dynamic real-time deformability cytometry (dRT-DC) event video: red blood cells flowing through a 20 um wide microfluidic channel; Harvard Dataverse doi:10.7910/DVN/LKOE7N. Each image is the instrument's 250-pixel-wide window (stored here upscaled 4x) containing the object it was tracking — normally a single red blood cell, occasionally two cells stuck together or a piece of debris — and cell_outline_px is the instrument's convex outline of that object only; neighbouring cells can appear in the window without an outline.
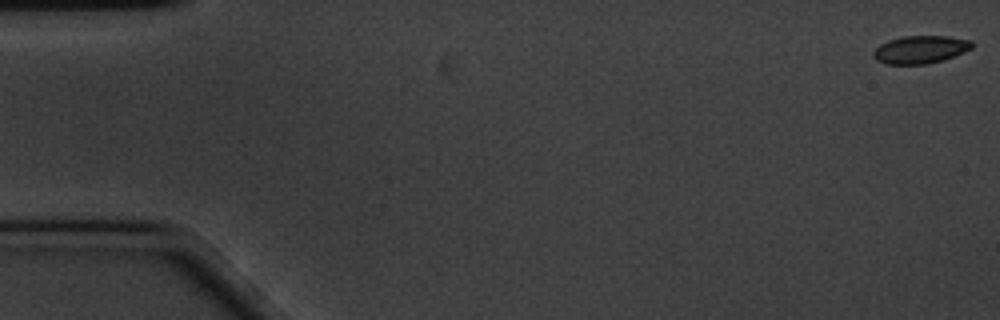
{"species": "common noctule bat (a hibernating species)", "species_latin": "Nyctalus noctula", "temperature_condition": "cold", "stored_images_in_passage": 59, "camera_frame_rate_fps": 3000, "um_per_image_px": 0.085, "animal": {"sex": "male", "body_mass_g": 20.1, "forearm_length_mm": 53.5}, "frame": {"image": 1, "passage_image": 1, "time_ms": 0.0, "image_size_px": [1000, 320], "cell_outline_px": [[972, 48], [964, 52], [944, 60], [928, 64], [884, 64], [876, 60], [872, 56], [872, 52], [880, 44], [888, 40], [904, 36], [948, 36], [972, 40]], "centroid_in_image_um": [78.22, 4.22], "position_along_channel_um": 6.8, "area_um2": 16.13}}
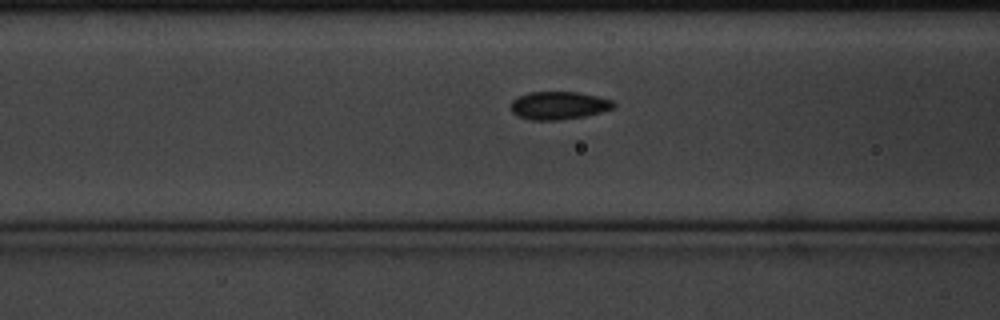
{"frame": {"image": 2, "passage_image": 23, "time_ms": 7.333, "image_size_px": [1000, 320], "cell_outline_px": [[616, 108], [584, 116], [556, 120], [532, 120], [520, 116], [512, 112], [512, 100], [528, 92], [580, 92], [616, 100]], "centroid_in_image_um": [47.57, 8.95], "position_along_channel_um": 119.0, "area_um2": 16.76}}
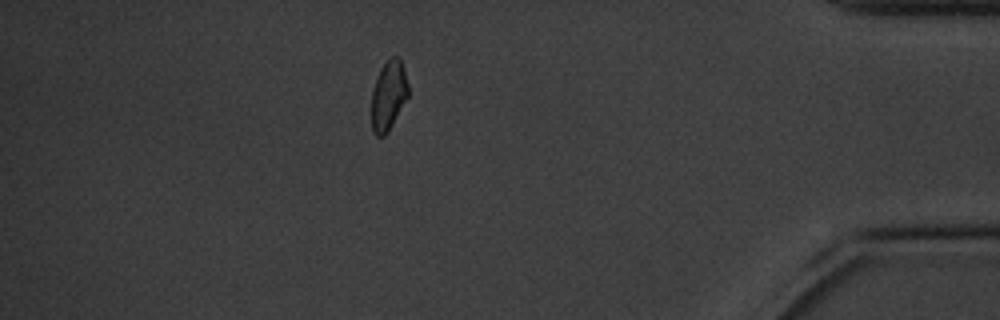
{"frame": {"image": 3, "passage_image": 52, "time_ms": 17.0, "image_size_px": [1000, 320], "cell_outline_px": [[408, 96], [388, 132], [384, 136], [376, 136], [372, 132], [372, 88], [380, 68], [392, 56], [400, 56], [404, 68], [408, 84]], "centroid_in_image_um": [33.02, 8.1], "position_along_channel_um": 402.2, "area_um2": 14.97}, "authors_computed_cell_mechanics": {"area_um2": 16.1262, "velocity_mm_per_s": 3.3753, "shape_relaxation_time_tau1_ms": 2.856, "shape_relaxation_time_tau2_ms": 2.5216, "deformation_change_tau1": 0.0908, "deformation_change_tau2": 0.0605}}